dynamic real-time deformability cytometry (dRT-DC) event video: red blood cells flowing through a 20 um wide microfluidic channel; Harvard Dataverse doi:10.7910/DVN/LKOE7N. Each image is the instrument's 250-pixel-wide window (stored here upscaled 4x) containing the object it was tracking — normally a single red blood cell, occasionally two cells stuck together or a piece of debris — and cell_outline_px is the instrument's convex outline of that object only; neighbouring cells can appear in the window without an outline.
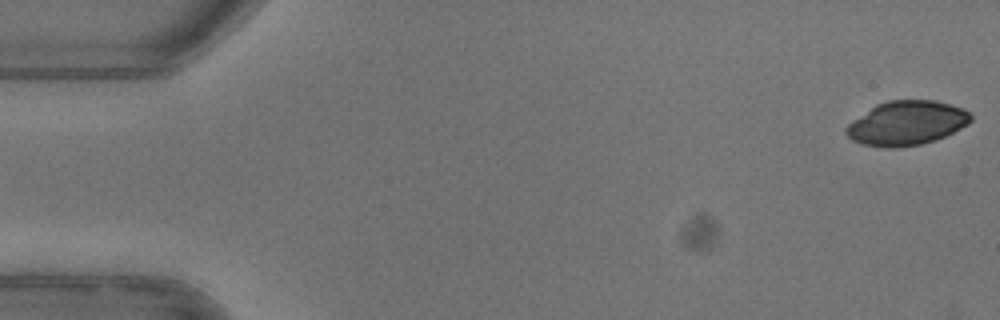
{"species": "common noctule bat (a hibernating species)", "species_latin": "Nyctalus noctula", "temperature_condition": "warm", "stored_images_in_passage": 6, "camera_frame_rate_fps": 3000, "um_per_image_px": 0.085, "animal": {"sex": "female"}, "frame": {"image": 1, "passage_image": 1, "time_ms": 0.0, "image_size_px": [1000, 320], "cell_outline_px": [[972, 120], [968, 124], [936, 140], [920, 144], [896, 148], [888, 148], [860, 144], [852, 140], [844, 132], [844, 128], [852, 120], [876, 104], [888, 100], [936, 100], [964, 108], [972, 116]], "centroid_in_image_um": [77.04, 10.46], "position_along_channel_um": 8.0, "area_um2": 32.31}}